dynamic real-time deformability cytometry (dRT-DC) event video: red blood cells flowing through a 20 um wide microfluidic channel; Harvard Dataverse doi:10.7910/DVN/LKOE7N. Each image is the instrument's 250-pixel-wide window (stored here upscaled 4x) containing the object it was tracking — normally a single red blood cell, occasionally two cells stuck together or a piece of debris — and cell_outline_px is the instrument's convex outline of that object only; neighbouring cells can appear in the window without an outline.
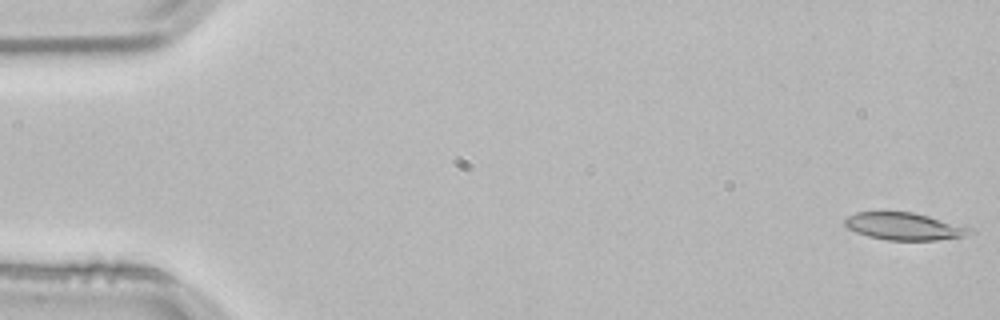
{"species": "common noctule bat (a hibernating species)", "species_latin": "Nyctalus noctula", "temperature_condition": "room temperature", "stored_images_in_passage": 54, "camera_frame_rate_fps": 3000, "um_per_image_px": 0.085, "animal": {"sex": "male", "body_mass_g": 21.5, "forearm_length_mm": 52.0}, "frame": {"image": 1, "passage_image": 1, "time_ms": 0.0, "image_size_px": [1000, 320], "cell_outline_px": [[976, 232], [964, 236], [936, 240], [888, 240], [868, 236], [856, 232], [848, 228], [844, 224], [844, 220], [848, 216], [856, 212], [912, 212], [964, 224], [972, 228]], "centroid_in_image_um": [76.93, 19.24], "position_along_channel_um": 8.1, "area_um2": 20.11}}
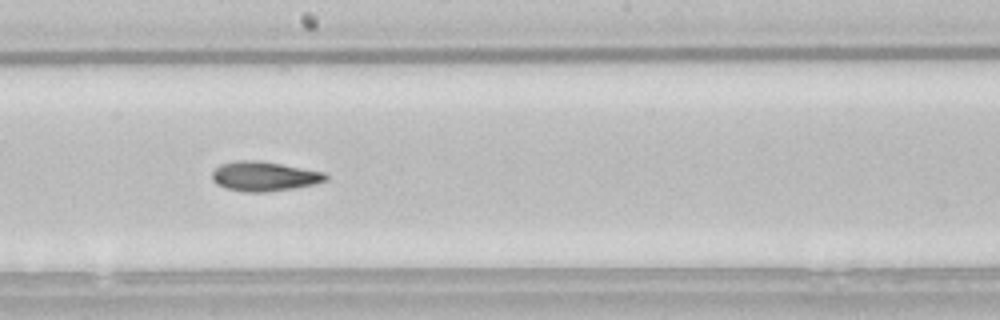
{"frame": {"image": 2, "passage_image": 29, "time_ms": 9.333, "image_size_px": [1000, 320], "cell_outline_px": [[328, 180], [296, 188], [264, 192], [244, 192], [224, 188], [216, 184], [212, 180], [212, 172], [220, 164], [236, 160], [256, 160], [280, 164], [324, 172], [328, 176]], "centroid_in_image_um": [22.42, 14.99], "position_along_channel_um": 225.8, "area_um2": 19.59}}
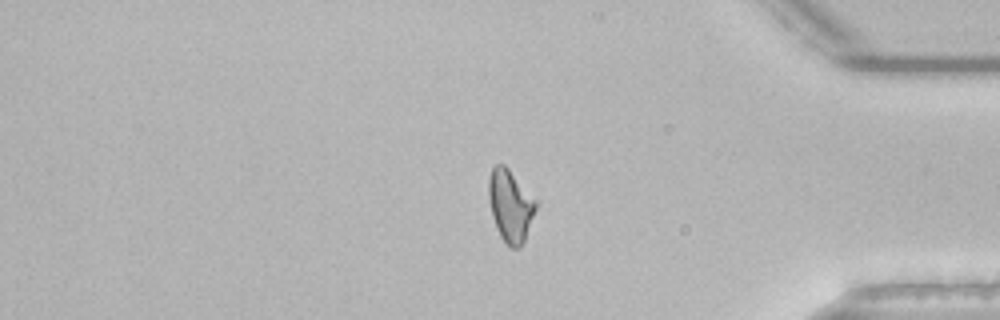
{"frame": {"image": 3, "passage_image": 44, "time_ms": 14.333, "image_size_px": [1000, 320], "cell_outline_px": [[536, 208], [524, 240], [520, 248], [508, 248], [500, 236], [496, 228], [492, 216], [488, 196], [488, 176], [492, 168], [496, 164], [504, 164], [508, 168], [536, 200]], "centroid_in_image_um": [43.35, 17.49], "position_along_channel_um": 391.9, "area_um2": 19.77}, "authors_computed_cell_mechanics": {"area_um2": 19.5942, "velocity_mm_per_s": 3.8409, "shape_relaxation_time_tau1_ms": null, "shape_relaxation_time_tau2_ms": 4.4737, "deformation_change_tau1": null, "deformation_change_tau2": 0.115}}